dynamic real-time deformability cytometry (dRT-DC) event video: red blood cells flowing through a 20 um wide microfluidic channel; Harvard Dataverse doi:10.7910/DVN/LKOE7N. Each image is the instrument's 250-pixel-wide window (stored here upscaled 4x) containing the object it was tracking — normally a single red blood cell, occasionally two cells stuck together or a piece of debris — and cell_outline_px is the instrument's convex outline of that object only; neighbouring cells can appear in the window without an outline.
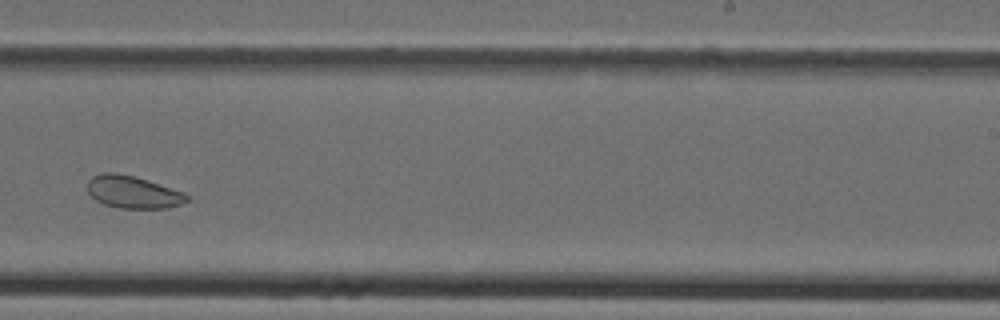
{"species": "Egyptian fruit bat (a non-hibernating species)", "species_latin": "Rousettus aegyptiacus", "temperature_condition": "cold", "stored_images_in_passage": 20, "camera_frame_rate_fps": 3000, "um_per_image_px": 0.085, "animal": {"sex": "female"}, "frame": {"image": 1, "passage_image": 16, "time_ms": 5.0, "image_size_px": [1000, 320], "cell_outline_px": [[188, 200], [184, 204], [168, 208], [120, 208], [104, 204], [96, 200], [88, 192], [88, 180], [92, 176], [104, 172], [116, 172], [136, 176], [184, 192], [188, 196]], "centroid_in_image_um": [11.32, 16.32], "position_along_channel_um": 277.7, "area_um2": 18.9}}